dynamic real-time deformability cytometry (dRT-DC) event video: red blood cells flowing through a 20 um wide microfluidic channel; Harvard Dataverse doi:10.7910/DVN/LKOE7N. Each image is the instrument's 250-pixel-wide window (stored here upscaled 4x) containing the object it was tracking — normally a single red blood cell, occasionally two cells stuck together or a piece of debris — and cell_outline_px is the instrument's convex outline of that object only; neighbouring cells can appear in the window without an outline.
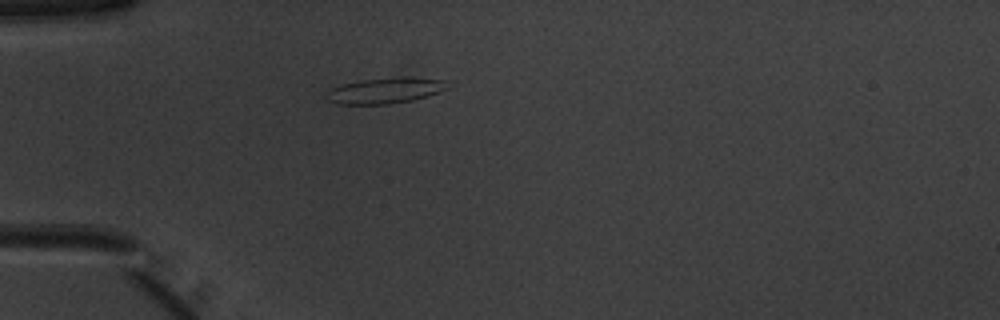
{"species": "common noctule bat (a hibernating species)", "species_latin": "Nyctalus noctula", "temperature_condition": "warm", "stored_images_in_passage": 37, "camera_frame_rate_fps": 3000, "um_per_image_px": 0.085, "animal": {"sex": "male", "body_mass_g": 20.1, "forearm_length_mm": 53.5}, "frame": {"image": 1, "passage_image": 1, "time_ms": 0.0, "image_size_px": [1000, 320], "cell_outline_px": [[448, 88], [440, 92], [412, 100], [388, 104], [336, 104], [328, 100], [328, 92], [332, 88], [344, 84], [360, 80], [404, 76], [408, 76], [444, 80]], "centroid_in_image_um": [32.77, 7.69], "position_along_channel_um": 52.2, "area_um2": 18.03}}
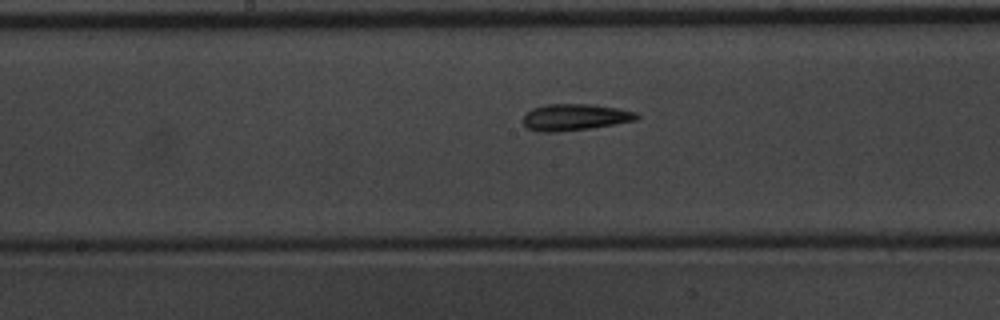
{"frame": {"image": 2, "passage_image": 13, "time_ms": 4.0, "image_size_px": [1000, 320], "cell_outline_px": [[640, 116], [636, 120], [588, 128], [556, 132], [544, 132], [528, 128], [524, 124], [524, 116], [532, 108], [544, 104], [588, 104], [616, 108], [636, 112]], "centroid_in_image_um": [48.85, 9.95], "position_along_channel_um": 199.4, "area_um2": 17.22}}
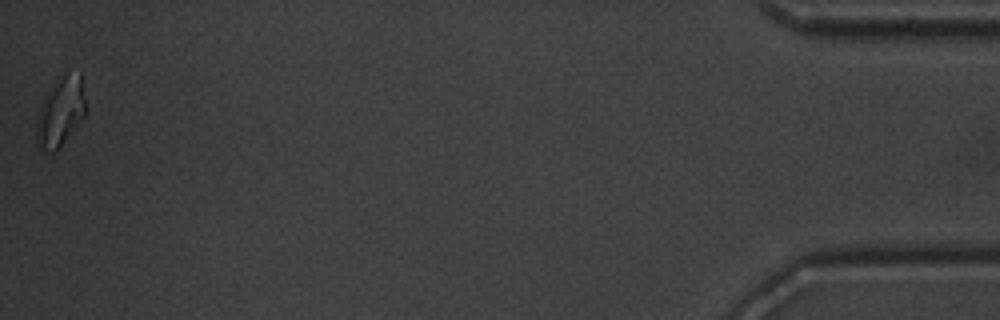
{"frame": {"image": 3, "passage_image": 37, "time_ms": 12.0, "image_size_px": [1000, 320], "cell_outline_px": [[84, 116], [56, 152], [48, 152], [36, 148], [36, 120], [44, 96], [64, 68], [80, 72], [84, 100]], "centroid_in_image_um": [5.1, 9.45], "position_along_channel_um": 430.1, "area_um2": 20.23}, "authors_computed_cell_mechanics": {"area_um2": 17.2244, "velocity_mm_per_s": 3.9858, "shape_relaxation_time_tau1_ms": 8.0371, "shape_relaxation_time_tau2_ms": 3.9198, "deformation_change_tau1": 0.2212, "deformation_change_tau2": 0.1305}}